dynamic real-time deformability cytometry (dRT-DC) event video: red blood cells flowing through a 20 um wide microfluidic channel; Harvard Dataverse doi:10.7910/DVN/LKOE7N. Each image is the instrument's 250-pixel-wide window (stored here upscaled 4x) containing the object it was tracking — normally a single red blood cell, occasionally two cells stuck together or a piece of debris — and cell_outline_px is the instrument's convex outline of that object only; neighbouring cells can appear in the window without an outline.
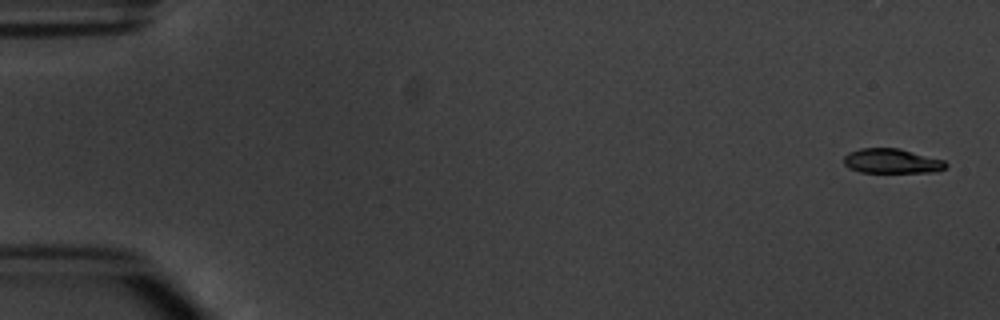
{"species": "common noctule bat (a hibernating species)", "species_latin": "Nyctalus noctula", "temperature_condition": "warm", "stored_images_in_passage": 5, "camera_frame_rate_fps": 3000, "um_per_image_px": 0.085, "animal": {"sex": "male", "body_mass_g": 20.1, "forearm_length_mm": 53.5}, "frame": {"image": 1, "passage_image": 1, "time_ms": 0.0, "image_size_px": [1000, 320], "cell_outline_px": [[948, 164], [944, 168], [936, 172], [860, 172], [848, 168], [844, 164], [844, 156], [848, 152], [860, 148], [900, 148], [944, 160]], "centroid_in_image_um": [75.78, 13.68], "position_along_channel_um": 9.2, "area_um2": 14.74}}
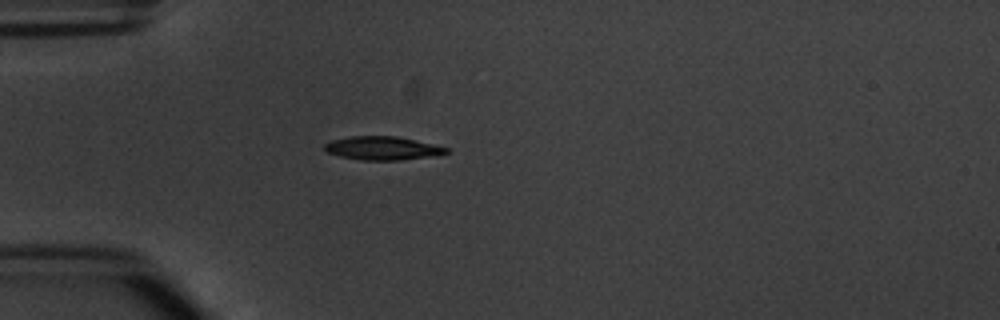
{"frame": {"image": 2, "passage_image": 5, "time_ms": 4.667, "image_size_px": [1000, 320], "cell_outline_px": [[448, 152], [432, 156], [400, 160], [364, 160], [340, 156], [328, 152], [324, 148], [324, 144], [332, 140], [352, 136], [396, 136], [432, 144], [448, 148]], "centroid_in_image_um": [32.49, 12.59], "position_along_channel_um": 52.5, "area_um2": 16.36}}